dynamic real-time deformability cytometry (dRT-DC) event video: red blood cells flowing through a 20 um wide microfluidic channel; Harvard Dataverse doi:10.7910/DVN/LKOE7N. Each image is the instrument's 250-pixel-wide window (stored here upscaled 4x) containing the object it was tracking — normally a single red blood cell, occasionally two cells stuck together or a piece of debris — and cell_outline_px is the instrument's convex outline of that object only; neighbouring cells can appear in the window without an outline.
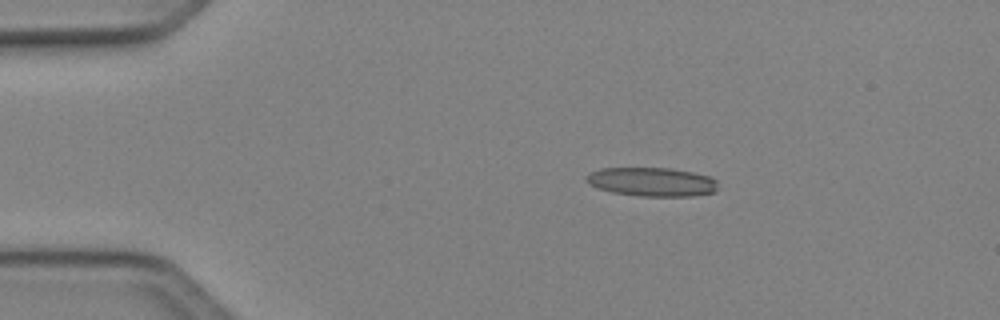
{"species": "Egyptian fruit bat (a non-hibernating species)", "species_latin": "Rousettus aegyptiacus", "temperature_condition": "cold", "stored_images_in_passage": 14, "camera_frame_rate_fps": 3000, "um_per_image_px": 0.085, "animal": {"sex": "female"}, "frame": {"image": 1, "passage_image": 1, "time_ms": 0.0, "image_size_px": [1000, 320], "cell_outline_px": [[716, 192], [692, 196], [640, 196], [612, 192], [588, 184], [584, 180], [584, 176], [588, 172], [600, 168], [668, 168], [692, 172], [712, 176], [716, 180]], "centroid_in_image_um": [55.38, 15.45], "position_along_channel_um": 29.6, "area_um2": 22.31}}
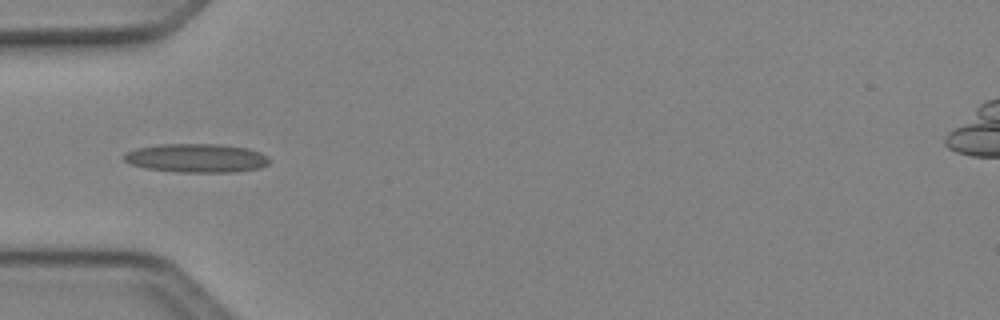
{"frame": {"image": 2, "passage_image": 8, "time_ms": 2.333, "image_size_px": [1000, 320], "cell_outline_px": [[272, 160], [268, 164], [260, 168], [232, 172], [180, 172], [144, 168], [132, 164], [124, 160], [124, 156], [128, 152], [136, 148], [160, 144], [216, 144], [248, 148], [260, 152], [268, 156]], "centroid_in_image_um": [16.75, 13.43], "position_along_channel_um": 68.3, "area_um2": 24.33}}
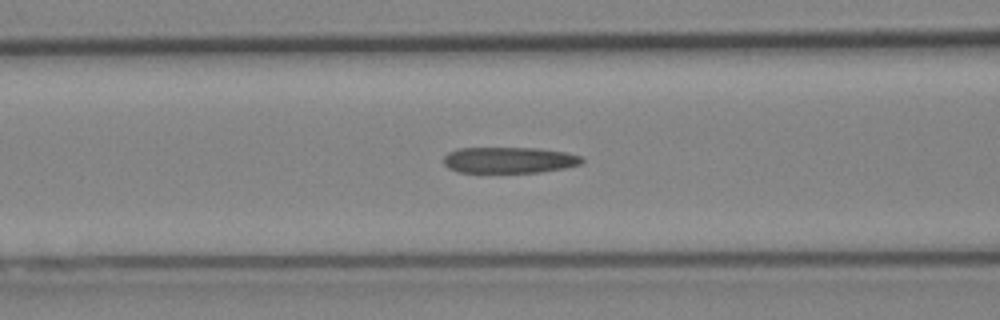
{"frame": {"image": 3, "passage_image": 12, "time_ms": 3.667, "image_size_px": [1000, 320], "cell_outline_px": [[584, 160], [580, 164], [564, 168], [540, 172], [456, 172], [448, 168], [444, 164], [444, 156], [448, 152], [460, 148], [536, 148], [564, 152], [580, 156]], "centroid_in_image_um": [43.24, 13.61], "position_along_channel_um": 123.4, "area_um2": 20.92}}